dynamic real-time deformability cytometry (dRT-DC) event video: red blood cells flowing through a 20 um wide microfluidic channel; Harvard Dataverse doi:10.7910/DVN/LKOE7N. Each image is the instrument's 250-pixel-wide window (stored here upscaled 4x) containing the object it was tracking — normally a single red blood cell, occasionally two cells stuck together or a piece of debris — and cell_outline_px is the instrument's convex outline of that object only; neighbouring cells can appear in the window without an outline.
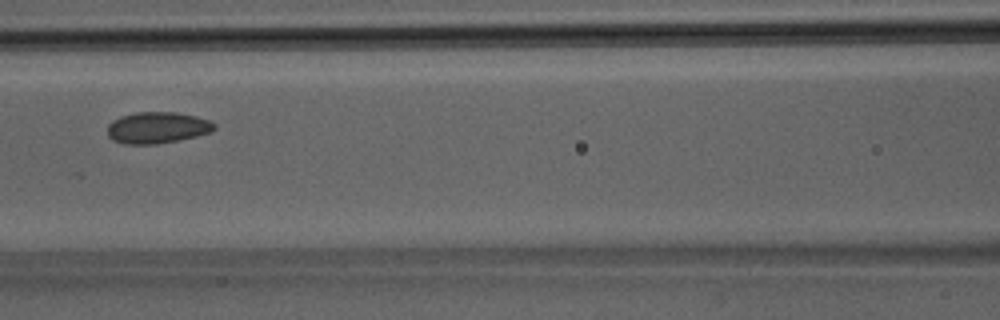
{"species": "Egyptian fruit bat (a non-hibernating species)", "species_latin": "Rousettus aegyptiacus", "temperature_condition": "room temperature", "stored_images_in_passage": 28, "camera_frame_rate_fps": 3000, "um_per_image_px": 0.085, "animal": {"sex": "male"}, "frame": {"image": 1, "passage_image": 6, "time_ms": 1.667, "image_size_px": [1000, 320], "cell_outline_px": [[216, 128], [212, 132], [196, 136], [156, 144], [124, 144], [112, 140], [108, 136], [108, 124], [112, 120], [120, 116], [136, 112], [176, 112], [196, 116], [208, 120], [216, 124]], "centroid_in_image_um": [13.36, 10.84], "position_along_channel_um": 153.2, "area_um2": 19.65}}
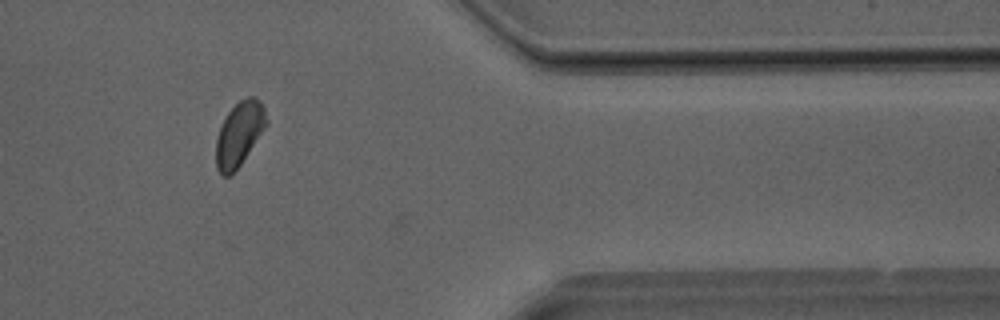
{"frame": {"image": 2, "passage_image": 21, "time_ms": 6.667, "image_size_px": [1000, 320], "cell_outline_px": [[268, 124], [240, 164], [228, 176], [220, 176], [216, 168], [216, 140], [220, 128], [228, 112], [240, 100], [248, 96], [256, 96], [264, 108], [268, 120]], "centroid_in_image_um": [20.34, 11.37], "position_along_channel_um": 391.1, "area_um2": 18.61}}
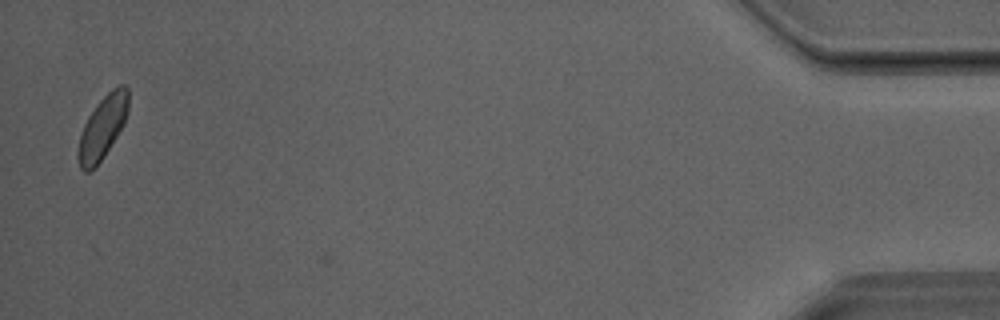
{"frame": {"image": 3, "passage_image": 27, "time_ms": 8.667, "image_size_px": [1000, 320], "cell_outline_px": [[128, 112], [124, 124], [104, 156], [88, 172], [84, 172], [80, 168], [76, 156], [76, 152], [80, 132], [88, 116], [96, 104], [112, 88], [120, 84], [124, 84], [128, 88]], "centroid_in_image_um": [8.7, 10.81], "position_along_channel_um": 426.5, "area_um2": 18.55}}